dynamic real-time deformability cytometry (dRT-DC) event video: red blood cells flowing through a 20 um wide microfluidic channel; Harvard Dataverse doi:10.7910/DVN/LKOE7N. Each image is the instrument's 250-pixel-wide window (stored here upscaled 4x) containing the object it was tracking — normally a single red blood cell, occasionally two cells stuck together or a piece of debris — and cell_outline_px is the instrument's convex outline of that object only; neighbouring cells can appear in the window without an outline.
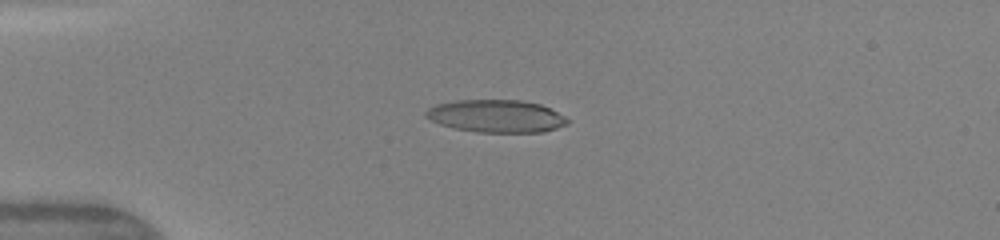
{"species": "human", "species_latin": "Homo sapiens", "temperature_condition": "warm", "stored_images_in_passage": 49, "camera_frame_rate_fps": 3000, "um_per_image_px": 0.085, "donor": {"sex": "female"}, "frame": {"image": 1, "passage_image": 13, "time_ms": 4.0, "image_size_px": [1000, 240], "cell_outline_px": [[568, 124], [544, 132], [476, 132], [452, 128], [440, 124], [424, 116], [424, 112], [428, 108], [436, 104], [456, 100], [520, 100], [540, 104], [564, 116], [568, 120]], "centroid_in_image_um": [42.14, 9.87], "position_along_channel_um": 42.9, "area_um2": 26.88}}
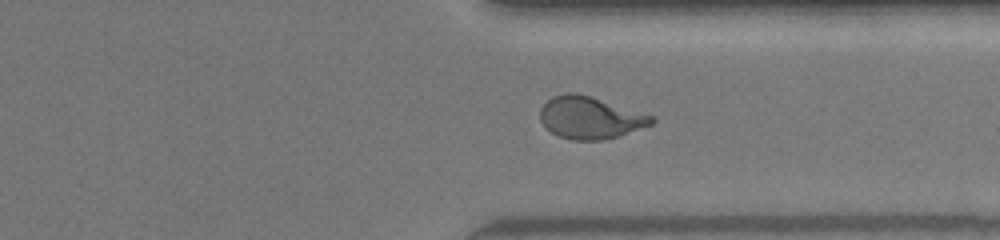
{"frame": {"image": 2, "passage_image": 38, "time_ms": 12.333, "image_size_px": [1000, 240], "cell_outline_px": [[656, 120], [652, 124], [604, 140], [572, 140], [560, 136], [544, 128], [540, 120], [540, 108], [552, 96], [568, 92], [576, 92], [592, 96], [652, 116]], "centroid_in_image_um": [50.11, 9.99], "position_along_channel_um": 361.3, "area_um2": 27.22}}
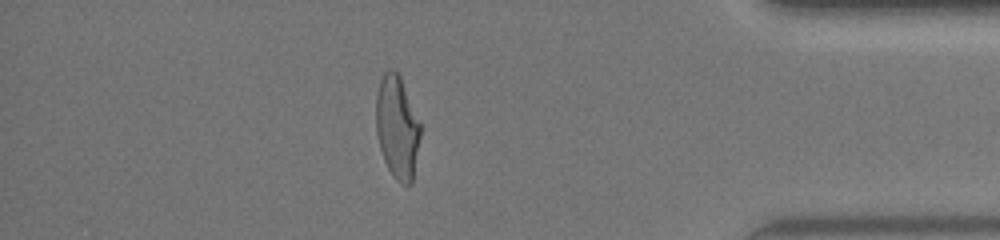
{"frame": {"image": 3, "passage_image": 43, "time_ms": 14.0, "image_size_px": [1000, 240], "cell_outline_px": [[420, 136], [412, 184], [400, 184], [396, 180], [388, 168], [384, 160], [380, 148], [376, 132], [376, 96], [380, 80], [384, 72], [388, 68], [392, 68], [400, 76], [420, 124]], "centroid_in_image_um": [33.74, 10.82], "position_along_channel_um": 401.5, "area_um2": 26.41}, "authors_computed_cell_mechanics": {"area_um2": 26.9926, "velocity_mm_per_s": 4.1783, "shape_relaxation_time_tau1_ms": 7.8307, "shape_relaxation_time_tau2_ms": 0.938, "deformation_change_tau1": 0.27, "deformation_change_tau2": 0.09}}